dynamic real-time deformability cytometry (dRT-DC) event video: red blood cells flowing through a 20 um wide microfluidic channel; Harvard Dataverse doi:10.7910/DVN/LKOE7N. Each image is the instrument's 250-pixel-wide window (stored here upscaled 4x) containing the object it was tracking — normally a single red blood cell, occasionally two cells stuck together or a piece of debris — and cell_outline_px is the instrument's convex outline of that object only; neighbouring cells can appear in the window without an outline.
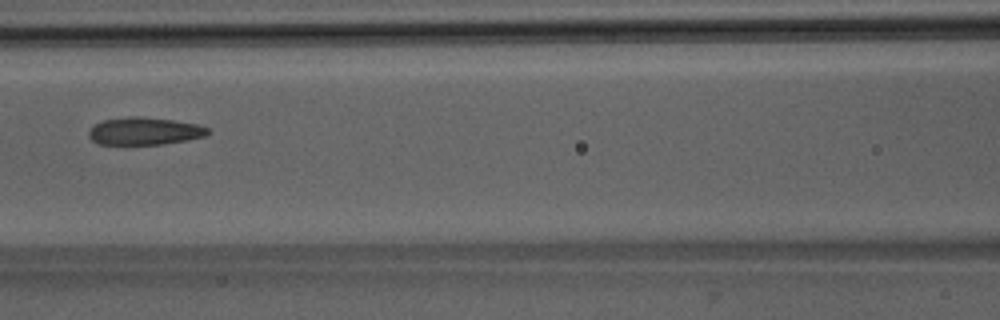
{"species": "Egyptian fruit bat (a non-hibernating species)", "species_latin": "Rousettus aegyptiacus", "temperature_condition": "room temperature", "stored_images_in_passage": 5, "camera_frame_rate_fps": 3000, "um_per_image_px": 0.085, "animal": {"sex": "male"}, "frame": {"image": 1, "passage_image": 4, "time_ms": 3.667, "image_size_px": [1000, 320], "cell_outline_px": [[212, 132], [204, 136], [188, 140], [164, 144], [100, 144], [92, 140], [88, 136], [88, 132], [96, 124], [104, 120], [128, 116], [140, 116], [172, 120], [196, 124], [208, 128]], "centroid_in_image_um": [12.3, 11.14], "position_along_channel_um": 154.3, "area_um2": 19.02}}